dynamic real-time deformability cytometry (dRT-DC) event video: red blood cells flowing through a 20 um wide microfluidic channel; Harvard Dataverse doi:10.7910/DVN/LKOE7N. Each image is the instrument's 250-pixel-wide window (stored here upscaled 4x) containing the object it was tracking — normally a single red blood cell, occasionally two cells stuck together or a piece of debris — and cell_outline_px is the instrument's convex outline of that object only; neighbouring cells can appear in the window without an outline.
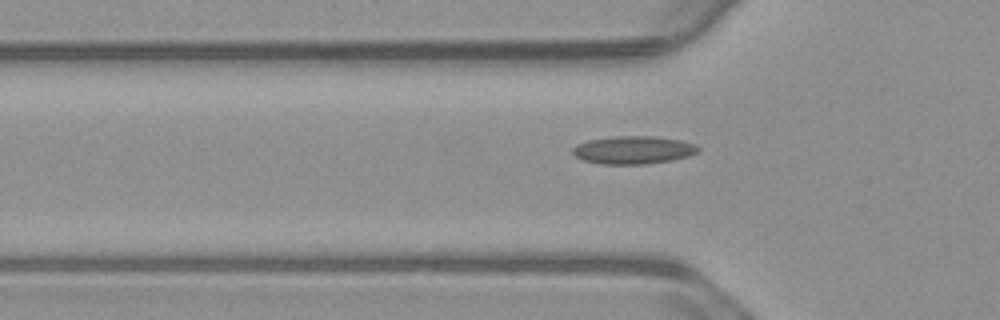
{"species": "common noctule bat (a hibernating species)", "species_latin": "Nyctalus noctula", "temperature_condition": "warm", "stored_images_in_passage": 37, "camera_frame_rate_fps": 3000, "um_per_image_px": 0.085, "animal": {"sex": "male", "body_mass_g": 23.1, "forearm_length_mm": 52.7}, "frame": {"image": 1, "passage_image": 7, "time_ms": 2.0, "image_size_px": [1000, 320], "cell_outline_px": [[700, 148], [696, 152], [688, 156], [672, 160], [648, 164], [600, 164], [584, 160], [576, 156], [572, 152], [572, 148], [576, 144], [588, 140], [616, 136], [652, 136], [680, 140], [696, 144]], "centroid_in_image_um": [53.82, 12.75], "position_along_channel_um": 72.0, "area_um2": 20.4}}
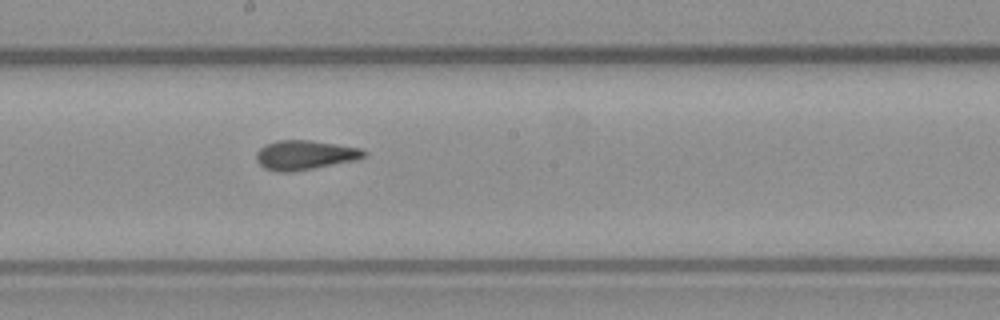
{"frame": {"image": 2, "passage_image": 19, "time_ms": 6.0, "image_size_px": [1000, 320], "cell_outline_px": [[368, 156], [356, 160], [292, 172], [276, 172], [264, 168], [256, 160], [256, 152], [264, 144], [276, 140], [308, 140], [336, 144], [360, 148], [368, 152]], "centroid_in_image_um": [25.9, 13.18], "position_along_channel_um": 222.3, "area_um2": 18.61}}
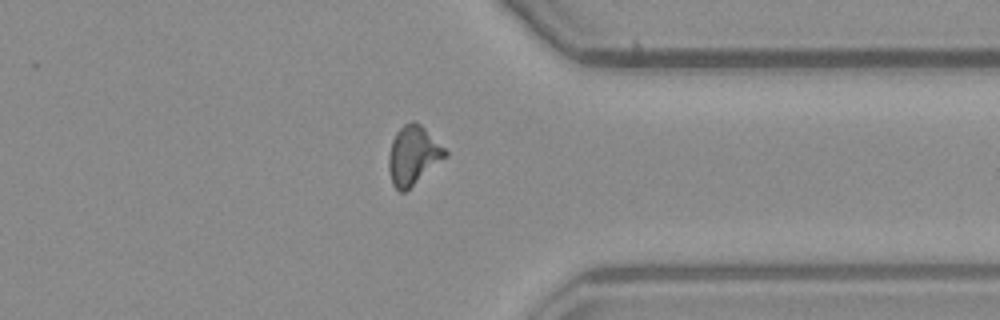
{"frame": {"image": 3, "passage_image": 32, "time_ms": 10.333, "image_size_px": [1000, 320], "cell_outline_px": [[448, 156], [404, 192], [400, 192], [392, 184], [388, 168], [388, 156], [392, 140], [396, 132], [404, 124], [412, 120], [420, 124], [448, 152]], "centroid_in_image_um": [35.1, 13.2], "position_along_channel_um": 376.3, "area_um2": 19.19}}